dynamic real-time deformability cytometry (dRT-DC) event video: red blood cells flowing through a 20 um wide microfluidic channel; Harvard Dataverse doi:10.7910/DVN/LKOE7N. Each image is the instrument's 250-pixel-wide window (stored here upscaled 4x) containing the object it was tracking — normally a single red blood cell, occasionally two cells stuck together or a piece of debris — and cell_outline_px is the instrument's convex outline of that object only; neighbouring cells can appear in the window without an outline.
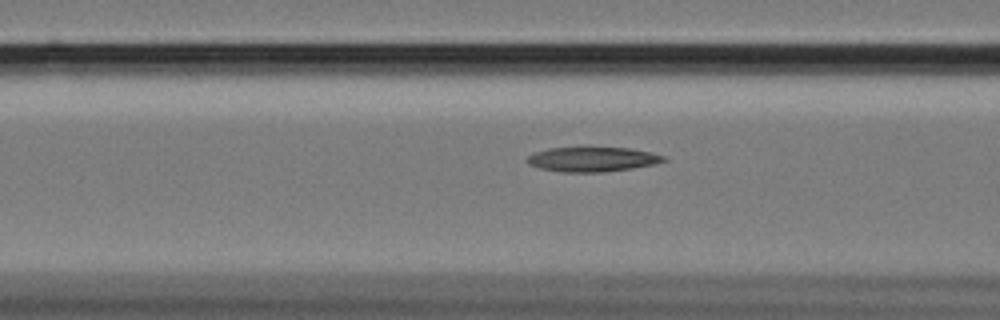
{"species": "Egyptian fruit bat (a non-hibernating species)", "species_latin": "Rousettus aegyptiacus", "temperature_condition": "cold", "stored_images_in_passage": 13, "camera_frame_rate_fps": 3000, "um_per_image_px": 0.085, "animal": {"sex": "female"}, "frame": {"image": 1, "passage_image": 11, "time_ms": 3.333, "image_size_px": [1000, 320], "cell_outline_px": [[668, 160], [656, 164], [632, 168], [604, 172], [560, 172], [540, 168], [528, 164], [524, 160], [528, 156], [536, 152], [548, 148], [628, 148], [648, 152], [664, 156]], "centroid_in_image_um": [50.33, 13.55], "position_along_channel_um": 116.3, "area_um2": 19.48}}